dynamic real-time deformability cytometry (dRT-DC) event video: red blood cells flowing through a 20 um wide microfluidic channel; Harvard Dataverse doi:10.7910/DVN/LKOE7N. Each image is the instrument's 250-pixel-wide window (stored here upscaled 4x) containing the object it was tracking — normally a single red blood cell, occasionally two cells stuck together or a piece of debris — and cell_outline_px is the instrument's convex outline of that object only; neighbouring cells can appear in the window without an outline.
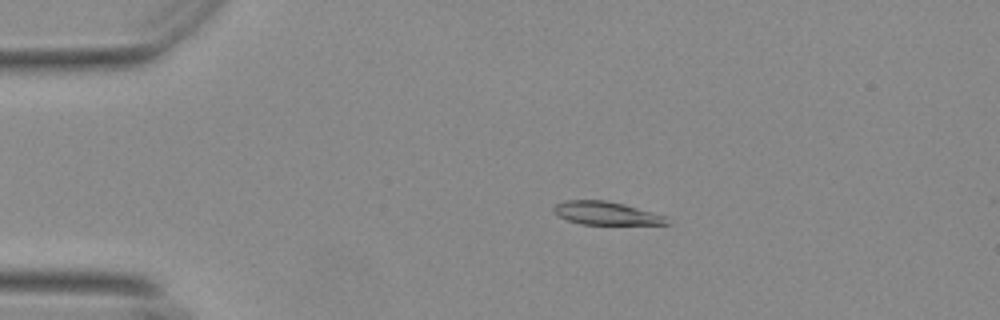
{"species": "Egyptian fruit bat (a non-hibernating species)", "species_latin": "Rousettus aegyptiacus", "temperature_condition": "warm", "stored_images_in_passage": 22, "camera_frame_rate_fps": 3000, "um_per_image_px": 0.085, "animal": {"sex": "female"}, "frame": {"image": 1, "passage_image": 4, "time_ms": 1.0, "image_size_px": [1000, 320], "cell_outline_px": [[672, 224], [580, 224], [568, 220], [560, 216], [552, 208], [556, 204], [564, 200], [604, 200], [624, 204], [668, 216]], "centroid_in_image_um": [51.59, 18.12], "position_along_channel_um": 33.4, "area_um2": 15.26}}
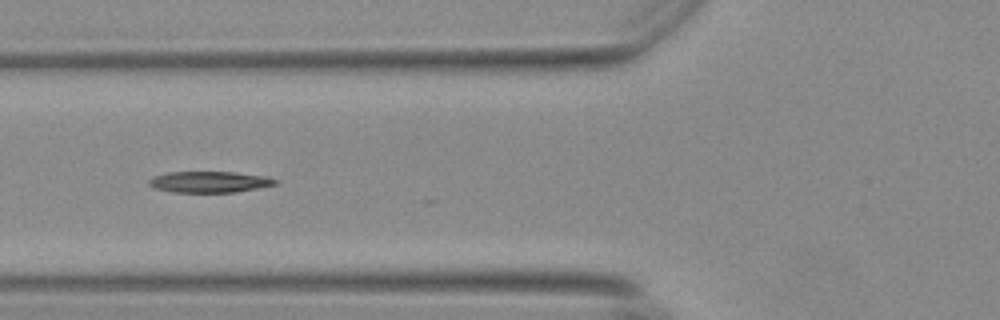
{"frame": {"image": 2, "passage_image": 14, "time_ms": 4.333, "image_size_px": [1000, 320], "cell_outline_px": [[280, 184], [236, 192], [172, 192], [152, 188], [148, 184], [148, 180], [152, 176], [168, 172], [236, 172], [268, 176], [280, 180]], "centroid_in_image_um": [17.84, 15.46], "position_along_channel_um": 108.0, "area_um2": 15.95}}
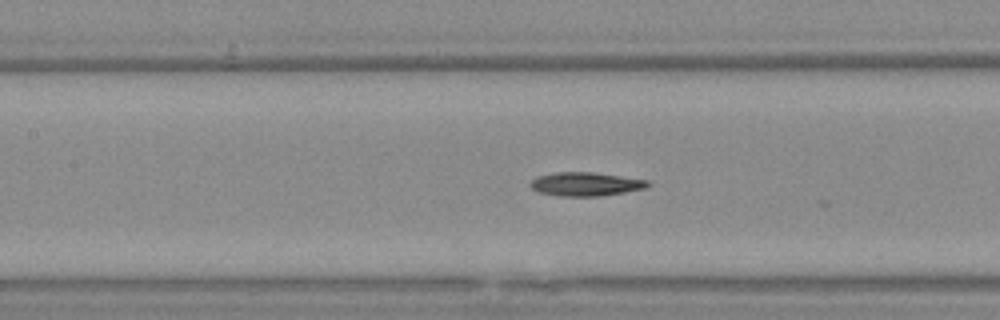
{"frame": {"image": 3, "passage_image": 18, "time_ms": 5.667, "image_size_px": [1000, 320], "cell_outline_px": [[652, 184], [644, 188], [624, 192], [596, 196], [560, 196], [536, 192], [528, 184], [536, 176], [556, 172], [592, 172], [648, 180]], "centroid_in_image_um": [49.73, 15.64], "position_along_channel_um": 157.7, "area_um2": 16.18}}